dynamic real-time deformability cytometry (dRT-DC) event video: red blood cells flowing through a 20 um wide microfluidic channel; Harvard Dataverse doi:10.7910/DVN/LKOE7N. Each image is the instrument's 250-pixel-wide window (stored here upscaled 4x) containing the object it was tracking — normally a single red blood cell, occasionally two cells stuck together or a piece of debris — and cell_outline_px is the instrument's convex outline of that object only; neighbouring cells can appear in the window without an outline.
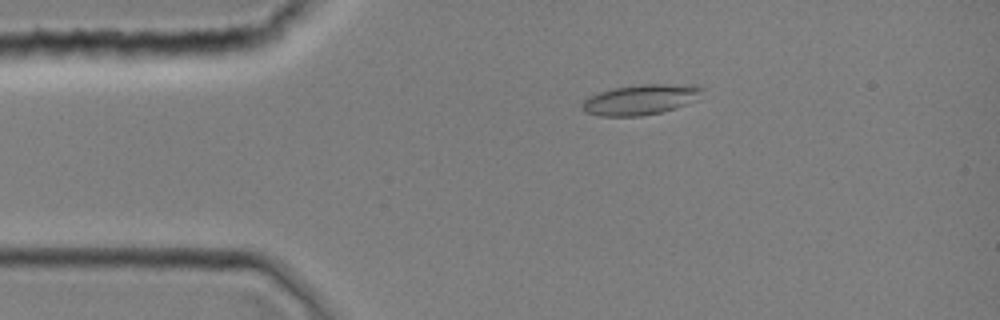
{"species": "common noctule bat (a hibernating species)", "species_latin": "Nyctalus noctula", "temperature_condition": "room temperature", "stored_images_in_passage": 7, "camera_frame_rate_fps": 3000, "um_per_image_px": 0.085, "animal": {"sex": "female", "body_mass_g": 19.0, "forearm_length_mm": 51.5}, "frame": {"image": 1, "passage_image": 7, "time_ms": 2.0, "image_size_px": [1000, 320], "cell_outline_px": [[704, 88], [700, 100], [676, 108], [660, 112], [640, 116], [600, 116], [584, 112], [580, 108], [580, 104], [588, 96], [612, 88], [640, 84], [688, 84]], "centroid_in_image_um": [54.47, 8.46], "position_along_channel_um": 30.5, "area_um2": 21.62}}